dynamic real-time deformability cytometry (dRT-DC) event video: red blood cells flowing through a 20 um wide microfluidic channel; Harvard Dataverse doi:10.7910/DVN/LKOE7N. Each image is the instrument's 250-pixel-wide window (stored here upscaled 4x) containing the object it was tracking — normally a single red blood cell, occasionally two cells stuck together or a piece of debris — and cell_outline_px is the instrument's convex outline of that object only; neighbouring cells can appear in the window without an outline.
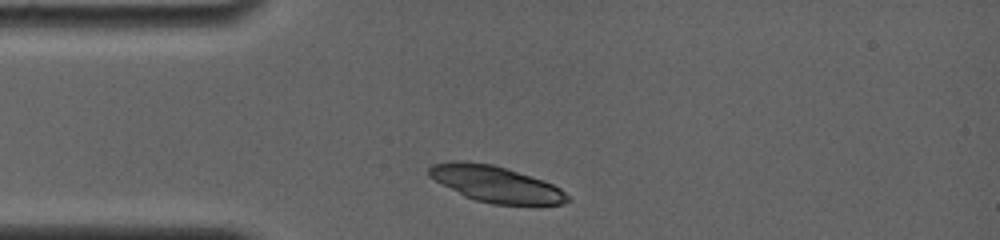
{"species": "common noctule bat (a hibernating species)", "species_latin": "Nyctalus noctula", "temperature_condition": "room temperature", "stored_images_in_passage": 1, "camera_frame_rate_fps": 4000, "um_per_image_px": 0.085, "animal": {"sex": "female", "body_mass_g": 19.0, "forearm_length_mm": 56.7}, "frame": {"image": 1, "passage_image": 1, "time_ms": 0.0, "image_size_px": [1000, 240], "cell_outline_px": [[572, 200], [560, 204], [540, 208], [492, 204], [476, 200], [464, 196], [428, 176], [428, 168], [432, 164], [452, 160], [464, 160], [492, 164], [544, 180], [560, 188]], "centroid_in_image_um": [42.2, 15.68], "position_along_channel_um": 42.8, "area_um2": 30.06}}